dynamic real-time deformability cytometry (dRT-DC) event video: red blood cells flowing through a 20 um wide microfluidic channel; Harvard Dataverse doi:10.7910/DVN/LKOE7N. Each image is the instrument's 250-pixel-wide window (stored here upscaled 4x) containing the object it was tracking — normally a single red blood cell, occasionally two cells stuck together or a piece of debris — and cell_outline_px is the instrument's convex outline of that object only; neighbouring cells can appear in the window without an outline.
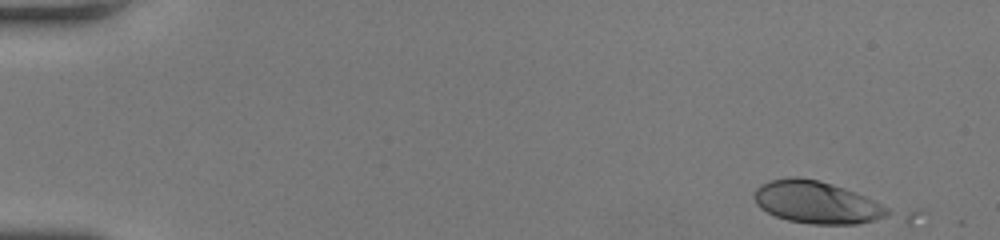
{"species": "human", "species_latin": "Homo sapiens", "temperature_condition": "room temperature", "stored_images_in_passage": 42, "camera_frame_rate_fps": 3000, "um_per_image_px": 0.085, "donor": {"sex": "female"}, "frame": {"image": 1, "passage_image": 1, "time_ms": 0.0, "image_size_px": [1000, 240], "cell_outline_px": [[928, 212], [912, 224], [812, 224], [788, 220], [776, 216], [760, 208], [756, 204], [752, 196], [756, 188], [760, 184], [772, 180], [788, 176], [796, 176], [820, 180], [920, 208]], "centroid_in_image_um": [70.54, 17.32], "position_along_channel_um": 14.5, "area_um2": 40.06}}
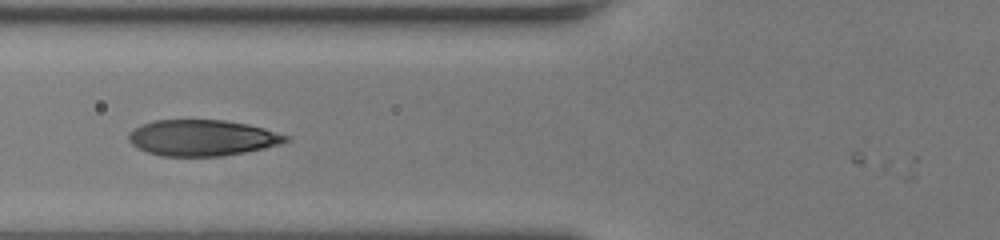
{"frame": {"image": 2, "passage_image": 18, "time_ms": 5.667, "image_size_px": [1000, 240], "cell_outline_px": [[292, 140], [280, 144], [264, 148], [244, 152], [220, 156], [160, 156], [136, 148], [128, 140], [128, 132], [140, 124], [156, 120], [224, 120], [248, 124], [264, 128], [292, 136]], "centroid_in_image_um": [17.2, 11.71], "position_along_channel_um": 108.6, "area_um2": 33.29}}
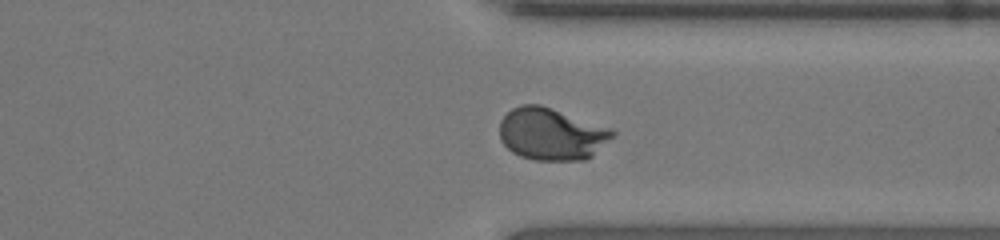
{"frame": {"image": 3, "passage_image": 36, "time_ms": 11.667, "image_size_px": [1000, 240], "cell_outline_px": [[616, 136], [592, 156], [584, 160], [536, 160], [520, 156], [512, 152], [500, 140], [500, 120], [512, 108], [520, 104], [540, 104], [612, 128], [616, 132]], "centroid_in_image_um": [46.9, 11.39], "position_along_channel_um": 364.5, "area_um2": 34.62}}